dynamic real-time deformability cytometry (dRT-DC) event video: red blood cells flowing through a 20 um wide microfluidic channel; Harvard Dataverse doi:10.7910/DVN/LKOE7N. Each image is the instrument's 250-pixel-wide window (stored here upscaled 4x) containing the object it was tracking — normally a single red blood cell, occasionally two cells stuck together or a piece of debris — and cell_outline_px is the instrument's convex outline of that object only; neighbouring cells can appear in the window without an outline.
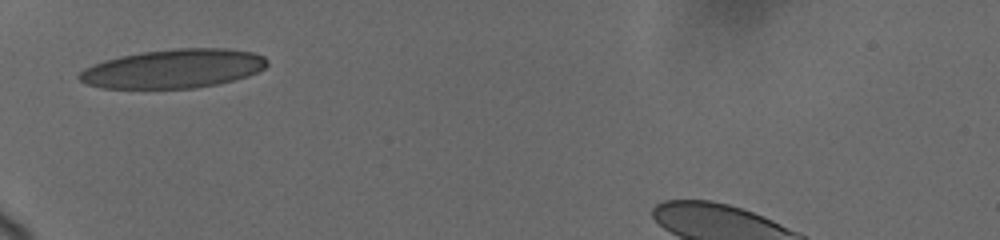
{"species": "human", "species_latin": "Homo sapiens", "temperature_condition": "cold", "stored_images_in_passage": 30, "camera_frame_rate_fps": 3000, "um_per_image_px": 0.085, "donor": {"sex": "female"}, "frame": {"image": 1, "passage_image": 1, "time_ms": 0.0, "image_size_px": [1000, 240], "cell_outline_px": [[268, 64], [264, 68], [248, 76], [216, 84], [196, 88], [100, 88], [88, 84], [80, 80], [76, 76], [84, 68], [92, 64], [104, 60], [120, 56], [140, 52], [176, 48], [224, 48], [256, 52], [264, 56], [268, 60]], "centroid_in_image_um": [14.74, 5.83], "position_along_channel_um": 70.3, "area_um2": 42.77}}
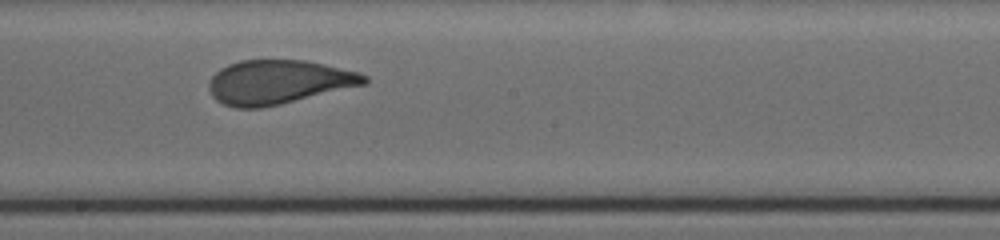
{"frame": {"image": 2, "passage_image": 17, "time_ms": 4.333, "image_size_px": [1000, 240], "cell_outline_px": [[368, 84], [280, 104], [260, 108], [236, 108], [224, 104], [216, 100], [212, 96], [208, 88], [208, 84], [212, 76], [220, 68], [228, 64], [240, 60], [304, 60], [324, 64], [360, 72], [368, 76]], "centroid_in_image_um": [23.68, 6.97], "position_along_channel_um": 224.5, "area_um2": 40.06}}
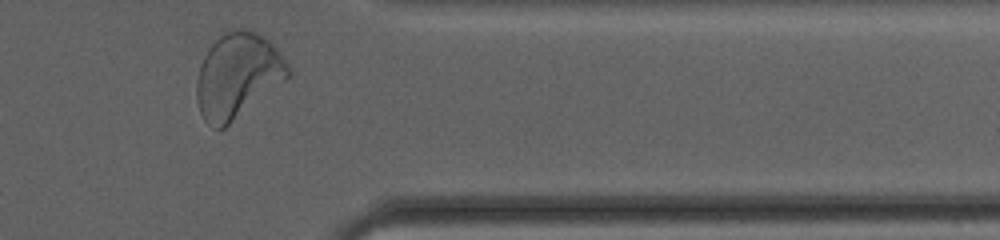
{"frame": {"image": 3, "passage_image": 30, "time_ms": 9.0, "image_size_px": [1000, 240], "cell_outline_px": [[292, 76], [224, 128], [212, 128], [204, 120], [200, 112], [196, 100], [196, 84], [200, 64], [208, 48], [224, 32], [236, 28], [248, 28], [264, 36], [280, 52], [292, 68]], "centroid_in_image_um": [20.22, 6.42], "position_along_channel_um": 391.2, "area_um2": 45.78}, "authors_computed_cell_mechanics": {"area_um2": 40.1421, "velocity_mm_per_s": 3.6826, "shape_relaxation_time_tau1_ms": 6.6246, "shape_relaxation_time_tau2_ms": 0.68, "deformation_change_tau1": 0.207, "deformation_change_tau2": 0.0791}}